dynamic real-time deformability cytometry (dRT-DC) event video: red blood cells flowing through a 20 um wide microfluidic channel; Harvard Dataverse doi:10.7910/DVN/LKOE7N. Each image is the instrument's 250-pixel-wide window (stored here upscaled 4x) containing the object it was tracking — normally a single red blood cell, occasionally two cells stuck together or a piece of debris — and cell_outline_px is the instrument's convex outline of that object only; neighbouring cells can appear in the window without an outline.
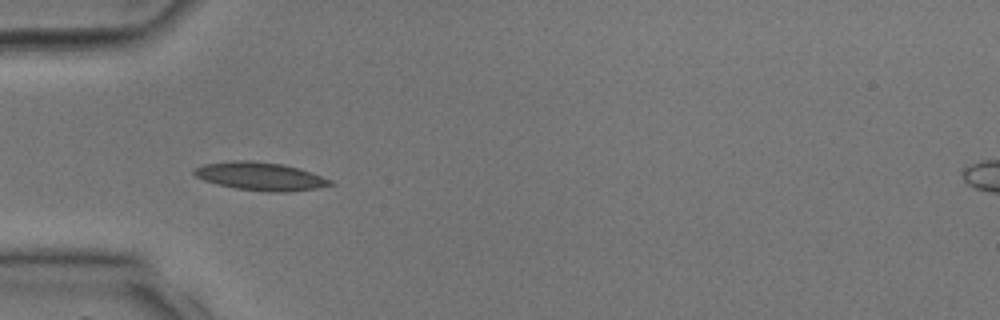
{"species": "common noctule bat (a hibernating species)", "species_latin": "Nyctalus noctula", "temperature_condition": "room temperature", "stored_images_in_passage": 5, "camera_frame_rate_fps": 3000, "um_per_image_px": 0.085, "animal": {"sex": "male", "body_mass_g": 17.9, "forearm_length_mm": 54.2}, "frame": {"image": 1, "passage_image": 3, "time_ms": 0.667, "image_size_px": [1000, 320], "cell_outline_px": [[336, 184], [316, 188], [288, 192], [268, 192], [236, 188], [204, 180], [196, 176], [192, 172], [192, 168], [204, 164], [232, 160], [252, 160], [284, 164], [300, 168], [312, 172], [332, 180]], "centroid_in_image_um": [22.15, 14.97], "position_along_channel_um": 62.8, "area_um2": 22.48}}